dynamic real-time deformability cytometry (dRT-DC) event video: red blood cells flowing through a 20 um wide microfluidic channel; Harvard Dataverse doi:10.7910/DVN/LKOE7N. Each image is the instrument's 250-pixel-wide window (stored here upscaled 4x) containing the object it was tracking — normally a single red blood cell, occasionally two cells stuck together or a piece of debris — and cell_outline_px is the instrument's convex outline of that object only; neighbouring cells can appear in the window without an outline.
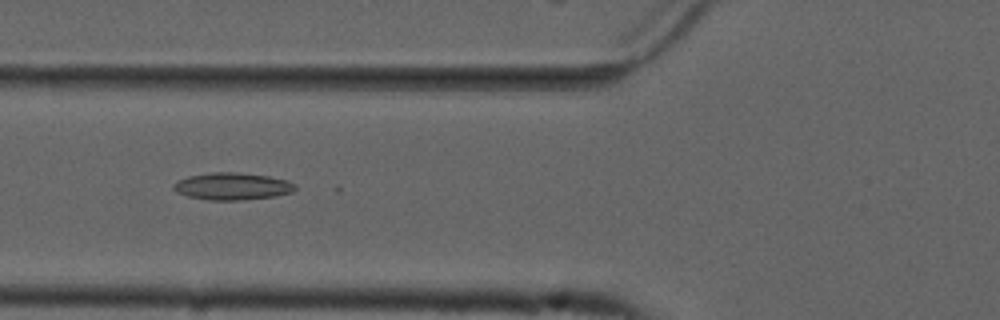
{"species": "common noctule bat (a hibernating species)", "species_latin": "Nyctalus noctula", "temperature_condition": "cold", "stored_images_in_passage": 55, "camera_frame_rate_fps": 3000, "um_per_image_px": 0.085, "animal": {"sex": "male", "forearm_length_mm": 52.5}, "frame": {"image": 1, "passage_image": 21, "time_ms": 6.667, "image_size_px": [1000, 320], "cell_outline_px": [[296, 188], [292, 192], [276, 196], [244, 200], [208, 200], [188, 196], [176, 192], [172, 188], [172, 184], [188, 176], [212, 172], [236, 172], [268, 176], [288, 180], [296, 184]], "centroid_in_image_um": [19.76, 15.84], "position_along_channel_um": 106.0, "area_um2": 19.36}}
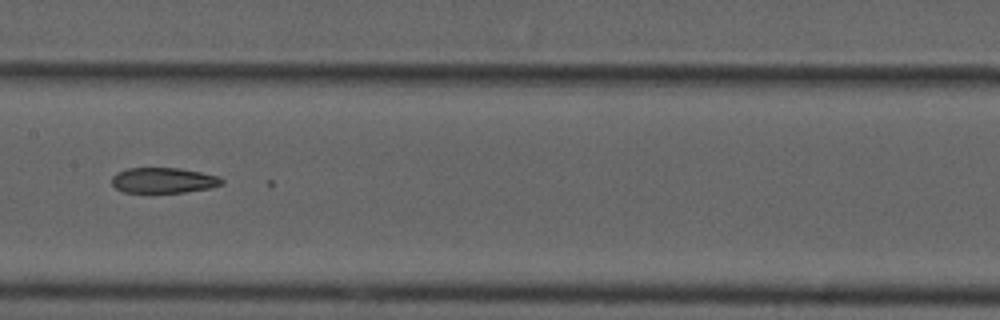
{"frame": {"image": 2, "passage_image": 28, "time_ms": 9.0, "image_size_px": [1000, 320], "cell_outline_px": [[224, 184], [208, 188], [184, 192], [152, 196], [148, 196], [124, 192], [116, 188], [112, 184], [112, 176], [116, 172], [128, 168], [180, 168], [220, 176], [224, 180]], "centroid_in_image_um": [13.85, 15.38], "position_along_channel_um": 193.5, "area_um2": 17.22}}
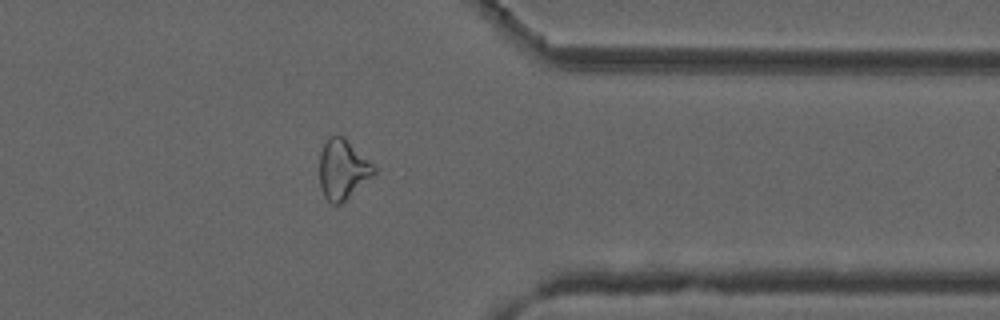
{"frame": {"image": 3, "passage_image": 44, "time_ms": 14.333, "image_size_px": [1000, 320], "cell_outline_px": [[376, 172], [372, 176], [340, 204], [332, 204], [324, 196], [320, 188], [320, 152], [328, 136], [344, 136], [376, 168]], "centroid_in_image_um": [29.11, 14.39], "position_along_channel_um": 382.3, "area_um2": 18.67}, "authors_computed_cell_mechanics": {"area_um2": 19.5364, "velocity_mm_per_s": 3.7474, "shape_relaxation_time_tau1_ms": null, "shape_relaxation_time_tau2_ms": 10.7009, "deformation_change_tau1": null, "deformation_change_tau2": 0.2004}}